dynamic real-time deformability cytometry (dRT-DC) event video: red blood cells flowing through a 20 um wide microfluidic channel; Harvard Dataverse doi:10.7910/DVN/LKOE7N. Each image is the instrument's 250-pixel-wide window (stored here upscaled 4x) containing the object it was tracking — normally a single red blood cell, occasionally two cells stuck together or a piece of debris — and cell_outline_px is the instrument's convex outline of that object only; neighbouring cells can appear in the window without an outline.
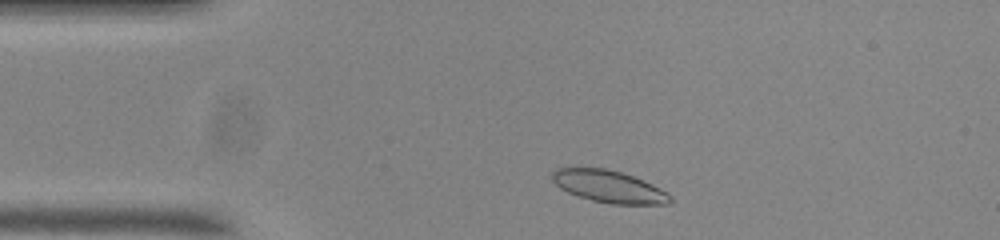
{"species": "common noctule bat (a hibernating species)", "species_latin": "Nyctalus noctula", "temperature_condition": "room temperature", "stored_images_in_passage": 47, "camera_frame_rate_fps": 3000, "um_per_image_px": 0.085, "animal": {"sex": "male", "body_mass_g": 20.0, "forearm_length_mm": 53.3}, "frame": {"image": 1, "passage_image": 3, "time_ms": 0.667, "image_size_px": [1000, 240], "cell_outline_px": [[672, 200], [668, 204], [612, 204], [592, 200], [568, 192], [560, 188], [552, 180], [552, 172], [556, 168], [604, 168], [620, 172], [632, 176], [652, 184], [668, 192], [672, 196]], "centroid_in_image_um": [51.78, 15.86], "position_along_channel_um": 33.2, "area_um2": 21.91}}
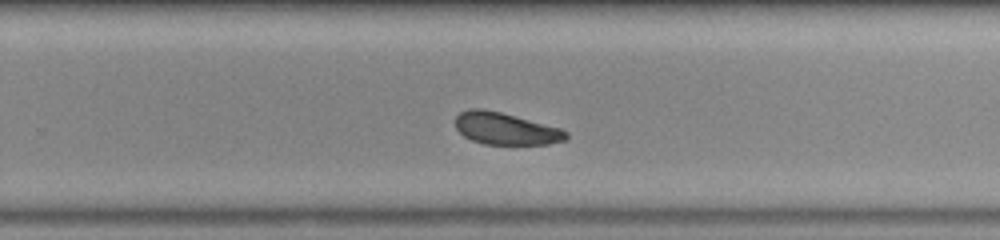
{"frame": {"image": 2, "passage_image": 27, "time_ms": 8.667, "image_size_px": [1000, 240], "cell_outline_px": [[568, 140], [548, 144], [484, 144], [472, 140], [464, 136], [456, 128], [456, 116], [460, 112], [468, 108], [484, 108], [500, 112], [560, 128], [568, 132]], "centroid_in_image_um": [42.98, 10.93], "position_along_channel_um": 286.8, "area_um2": 20.63}}
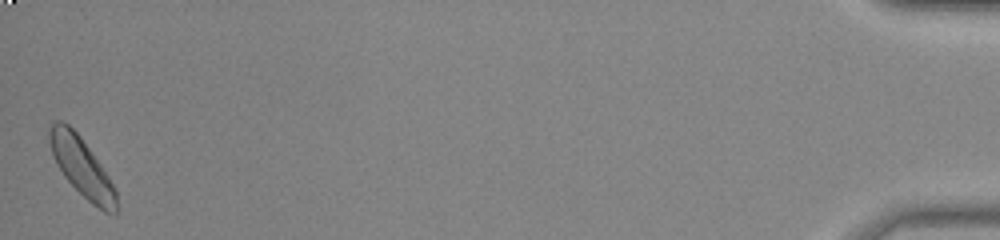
{"frame": {"image": 3, "passage_image": 47, "time_ms": 15.333, "image_size_px": [1000, 240], "cell_outline_px": [[116, 216], [104, 212], [92, 204], [64, 176], [56, 164], [48, 140], [48, 132], [52, 124], [56, 120], [60, 120], [68, 124], [80, 136], [100, 164], [108, 176], [116, 192]], "centroid_in_image_um": [6.93, 14.2], "position_along_channel_um": 428.3, "area_um2": 22.48}}